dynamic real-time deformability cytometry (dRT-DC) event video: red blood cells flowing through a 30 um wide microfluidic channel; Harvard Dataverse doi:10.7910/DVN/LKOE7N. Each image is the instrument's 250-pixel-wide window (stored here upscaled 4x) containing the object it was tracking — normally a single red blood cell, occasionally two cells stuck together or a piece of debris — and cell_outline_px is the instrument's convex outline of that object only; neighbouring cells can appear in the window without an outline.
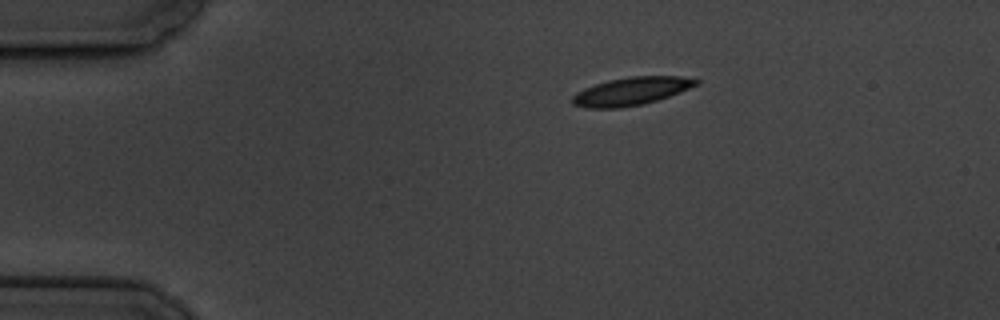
{"species": "common noctule bat (a hibernating species)", "species_latin": "Nyctalus noctula", "temperature_condition": "cold", "stored_images_in_passage": 5, "camera_frame_rate_fps": 3000, "um_per_image_px": 0.085, "animal": {"sex": "male", "body_mass_g": 19.5, "forearm_length_mm": 54.6}, "frame": {"image": 1, "passage_image": 1, "time_ms": 0.0, "image_size_px": [1000, 320], "cell_outline_px": [[700, 84], [668, 96], [644, 104], [620, 108], [588, 108], [572, 104], [572, 96], [576, 92], [584, 88], [608, 80], [628, 76], [680, 76], [700, 80]], "centroid_in_image_um": [53.64, 7.75], "position_along_channel_um": 31.4, "area_um2": 20.17}}
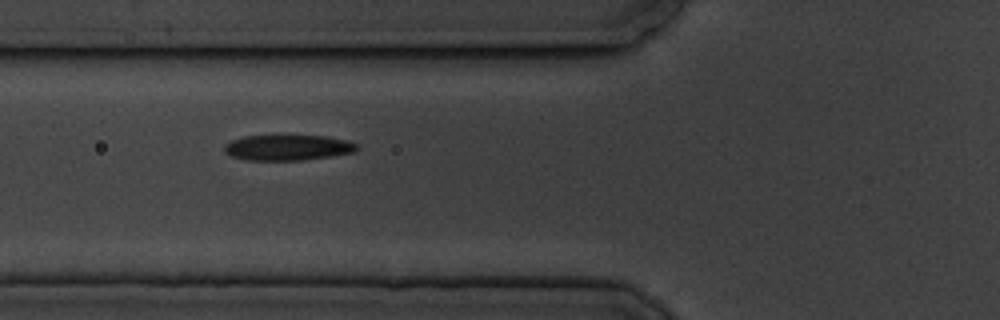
{"frame": {"image": 2, "passage_image": 4, "time_ms": 3.667, "image_size_px": [1000, 320], "cell_outline_px": [[360, 148], [356, 152], [332, 156], [304, 160], [248, 160], [232, 156], [224, 152], [224, 144], [232, 140], [244, 136], [328, 136], [348, 140], [356, 144]], "centroid_in_image_um": [24.5, 12.55], "position_along_channel_um": 101.3, "area_um2": 19.83}}
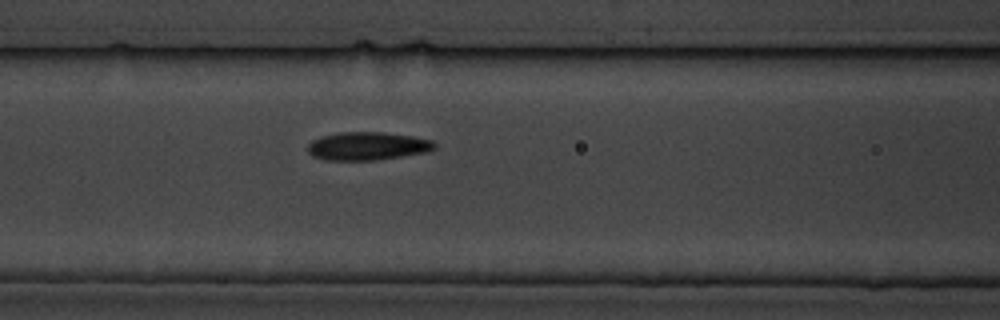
{"frame": {"image": 3, "passage_image": 5, "time_ms": 4.667, "image_size_px": [1000, 320], "cell_outline_px": [[436, 148], [428, 152], [376, 160], [324, 160], [312, 156], [308, 152], [308, 144], [312, 140], [336, 132], [384, 132], [412, 136], [432, 140], [436, 144]], "centroid_in_image_um": [31.24, 12.42], "position_along_channel_um": 135.4, "area_um2": 20.92}}